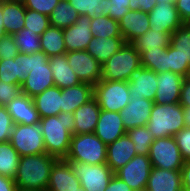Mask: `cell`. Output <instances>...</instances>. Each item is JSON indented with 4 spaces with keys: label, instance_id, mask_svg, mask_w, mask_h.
<instances>
[{
    "label": "cell",
    "instance_id": "8fae6325",
    "mask_svg": "<svg viewBox=\"0 0 190 191\" xmlns=\"http://www.w3.org/2000/svg\"><path fill=\"white\" fill-rule=\"evenodd\" d=\"M152 165L148 155L137 154L115 172L133 191H145Z\"/></svg>",
    "mask_w": 190,
    "mask_h": 191
},
{
    "label": "cell",
    "instance_id": "ee69618b",
    "mask_svg": "<svg viewBox=\"0 0 190 191\" xmlns=\"http://www.w3.org/2000/svg\"><path fill=\"white\" fill-rule=\"evenodd\" d=\"M14 122L6 106H0V142H8L12 135Z\"/></svg>",
    "mask_w": 190,
    "mask_h": 191
},
{
    "label": "cell",
    "instance_id": "ac0fdd59",
    "mask_svg": "<svg viewBox=\"0 0 190 191\" xmlns=\"http://www.w3.org/2000/svg\"><path fill=\"white\" fill-rule=\"evenodd\" d=\"M91 17L81 15L76 23L63 29L64 42L67 52L86 50L93 36L90 32Z\"/></svg>",
    "mask_w": 190,
    "mask_h": 191
},
{
    "label": "cell",
    "instance_id": "f6af8a7d",
    "mask_svg": "<svg viewBox=\"0 0 190 191\" xmlns=\"http://www.w3.org/2000/svg\"><path fill=\"white\" fill-rule=\"evenodd\" d=\"M26 9L49 16L60 0H22Z\"/></svg>",
    "mask_w": 190,
    "mask_h": 191
},
{
    "label": "cell",
    "instance_id": "681fc988",
    "mask_svg": "<svg viewBox=\"0 0 190 191\" xmlns=\"http://www.w3.org/2000/svg\"><path fill=\"white\" fill-rule=\"evenodd\" d=\"M129 8L134 11H142L150 13L151 10L157 5V0H129Z\"/></svg>",
    "mask_w": 190,
    "mask_h": 191
},
{
    "label": "cell",
    "instance_id": "11a10c76",
    "mask_svg": "<svg viewBox=\"0 0 190 191\" xmlns=\"http://www.w3.org/2000/svg\"><path fill=\"white\" fill-rule=\"evenodd\" d=\"M16 188L14 178L0 175V191H15Z\"/></svg>",
    "mask_w": 190,
    "mask_h": 191
},
{
    "label": "cell",
    "instance_id": "4316f807",
    "mask_svg": "<svg viewBox=\"0 0 190 191\" xmlns=\"http://www.w3.org/2000/svg\"><path fill=\"white\" fill-rule=\"evenodd\" d=\"M61 92V112L74 113L78 107L87 103L93 98V85L82 82L79 85L61 89Z\"/></svg>",
    "mask_w": 190,
    "mask_h": 191
},
{
    "label": "cell",
    "instance_id": "db71d44e",
    "mask_svg": "<svg viewBox=\"0 0 190 191\" xmlns=\"http://www.w3.org/2000/svg\"><path fill=\"white\" fill-rule=\"evenodd\" d=\"M182 186L183 191H190V161H185L182 168Z\"/></svg>",
    "mask_w": 190,
    "mask_h": 191
},
{
    "label": "cell",
    "instance_id": "6125c7cd",
    "mask_svg": "<svg viewBox=\"0 0 190 191\" xmlns=\"http://www.w3.org/2000/svg\"><path fill=\"white\" fill-rule=\"evenodd\" d=\"M187 78L190 80V69H189V73H188Z\"/></svg>",
    "mask_w": 190,
    "mask_h": 191
},
{
    "label": "cell",
    "instance_id": "44dd1931",
    "mask_svg": "<svg viewBox=\"0 0 190 191\" xmlns=\"http://www.w3.org/2000/svg\"><path fill=\"white\" fill-rule=\"evenodd\" d=\"M135 155L137 153L134 144L126 133L107 145L106 163L115 173L118 169L125 166Z\"/></svg>",
    "mask_w": 190,
    "mask_h": 191
},
{
    "label": "cell",
    "instance_id": "836d02e7",
    "mask_svg": "<svg viewBox=\"0 0 190 191\" xmlns=\"http://www.w3.org/2000/svg\"><path fill=\"white\" fill-rule=\"evenodd\" d=\"M20 155L8 142H0V175L14 178L19 166Z\"/></svg>",
    "mask_w": 190,
    "mask_h": 191
},
{
    "label": "cell",
    "instance_id": "5bb4252c",
    "mask_svg": "<svg viewBox=\"0 0 190 191\" xmlns=\"http://www.w3.org/2000/svg\"><path fill=\"white\" fill-rule=\"evenodd\" d=\"M130 98L154 101L157 90L156 73L143 66L134 70L128 80Z\"/></svg>",
    "mask_w": 190,
    "mask_h": 191
},
{
    "label": "cell",
    "instance_id": "74e56055",
    "mask_svg": "<svg viewBox=\"0 0 190 191\" xmlns=\"http://www.w3.org/2000/svg\"><path fill=\"white\" fill-rule=\"evenodd\" d=\"M141 58V66L151 69L155 73L166 72V48L148 51H138Z\"/></svg>",
    "mask_w": 190,
    "mask_h": 191
},
{
    "label": "cell",
    "instance_id": "e575fe53",
    "mask_svg": "<svg viewBox=\"0 0 190 191\" xmlns=\"http://www.w3.org/2000/svg\"><path fill=\"white\" fill-rule=\"evenodd\" d=\"M90 32L93 37H122L119 22L103 15L91 17Z\"/></svg>",
    "mask_w": 190,
    "mask_h": 191
},
{
    "label": "cell",
    "instance_id": "d6986e66",
    "mask_svg": "<svg viewBox=\"0 0 190 191\" xmlns=\"http://www.w3.org/2000/svg\"><path fill=\"white\" fill-rule=\"evenodd\" d=\"M119 112L101 110L94 134L106 145L126 134Z\"/></svg>",
    "mask_w": 190,
    "mask_h": 191
},
{
    "label": "cell",
    "instance_id": "7dc6e473",
    "mask_svg": "<svg viewBox=\"0 0 190 191\" xmlns=\"http://www.w3.org/2000/svg\"><path fill=\"white\" fill-rule=\"evenodd\" d=\"M174 138L184 161H190V127L181 129Z\"/></svg>",
    "mask_w": 190,
    "mask_h": 191
},
{
    "label": "cell",
    "instance_id": "30bf717a",
    "mask_svg": "<svg viewBox=\"0 0 190 191\" xmlns=\"http://www.w3.org/2000/svg\"><path fill=\"white\" fill-rule=\"evenodd\" d=\"M71 165L84 191H105L115 174L107 163L92 165L71 162Z\"/></svg>",
    "mask_w": 190,
    "mask_h": 191
},
{
    "label": "cell",
    "instance_id": "816d5d0a",
    "mask_svg": "<svg viewBox=\"0 0 190 191\" xmlns=\"http://www.w3.org/2000/svg\"><path fill=\"white\" fill-rule=\"evenodd\" d=\"M105 191H133L128 184H126L123 180H121L115 174L110 180Z\"/></svg>",
    "mask_w": 190,
    "mask_h": 191
},
{
    "label": "cell",
    "instance_id": "60d3db41",
    "mask_svg": "<svg viewBox=\"0 0 190 191\" xmlns=\"http://www.w3.org/2000/svg\"><path fill=\"white\" fill-rule=\"evenodd\" d=\"M189 69L190 66L184 60V58L177 52V49L173 48L171 45L167 47L166 72L171 71L183 77H187Z\"/></svg>",
    "mask_w": 190,
    "mask_h": 191
},
{
    "label": "cell",
    "instance_id": "680465c9",
    "mask_svg": "<svg viewBox=\"0 0 190 191\" xmlns=\"http://www.w3.org/2000/svg\"><path fill=\"white\" fill-rule=\"evenodd\" d=\"M15 191H36L17 187Z\"/></svg>",
    "mask_w": 190,
    "mask_h": 191
},
{
    "label": "cell",
    "instance_id": "7c38bea8",
    "mask_svg": "<svg viewBox=\"0 0 190 191\" xmlns=\"http://www.w3.org/2000/svg\"><path fill=\"white\" fill-rule=\"evenodd\" d=\"M67 62L81 82L96 85L102 77V65L86 50L66 52Z\"/></svg>",
    "mask_w": 190,
    "mask_h": 191
},
{
    "label": "cell",
    "instance_id": "be15d7a7",
    "mask_svg": "<svg viewBox=\"0 0 190 191\" xmlns=\"http://www.w3.org/2000/svg\"><path fill=\"white\" fill-rule=\"evenodd\" d=\"M5 1H11V0H0V3L5 2Z\"/></svg>",
    "mask_w": 190,
    "mask_h": 191
},
{
    "label": "cell",
    "instance_id": "83f0119b",
    "mask_svg": "<svg viewBox=\"0 0 190 191\" xmlns=\"http://www.w3.org/2000/svg\"><path fill=\"white\" fill-rule=\"evenodd\" d=\"M33 101L40 118L57 116L61 113L62 92L57 86L47 88L33 97Z\"/></svg>",
    "mask_w": 190,
    "mask_h": 191
},
{
    "label": "cell",
    "instance_id": "6da1fadb",
    "mask_svg": "<svg viewBox=\"0 0 190 191\" xmlns=\"http://www.w3.org/2000/svg\"><path fill=\"white\" fill-rule=\"evenodd\" d=\"M39 124L46 153L57 159H65L70 150L72 135H74V114L61 112L57 116L40 118Z\"/></svg>",
    "mask_w": 190,
    "mask_h": 191
},
{
    "label": "cell",
    "instance_id": "91938a15",
    "mask_svg": "<svg viewBox=\"0 0 190 191\" xmlns=\"http://www.w3.org/2000/svg\"><path fill=\"white\" fill-rule=\"evenodd\" d=\"M67 191H84V189L82 187H80L79 189H71V190H67Z\"/></svg>",
    "mask_w": 190,
    "mask_h": 191
},
{
    "label": "cell",
    "instance_id": "4fadbf2b",
    "mask_svg": "<svg viewBox=\"0 0 190 191\" xmlns=\"http://www.w3.org/2000/svg\"><path fill=\"white\" fill-rule=\"evenodd\" d=\"M150 30H160L173 33L183 24L175 7V2H157V5L148 13Z\"/></svg>",
    "mask_w": 190,
    "mask_h": 191
},
{
    "label": "cell",
    "instance_id": "4dcf8cb0",
    "mask_svg": "<svg viewBox=\"0 0 190 191\" xmlns=\"http://www.w3.org/2000/svg\"><path fill=\"white\" fill-rule=\"evenodd\" d=\"M41 51L49 58L58 56L67 52L64 42L63 29L50 25L40 35Z\"/></svg>",
    "mask_w": 190,
    "mask_h": 191
},
{
    "label": "cell",
    "instance_id": "94428289",
    "mask_svg": "<svg viewBox=\"0 0 190 191\" xmlns=\"http://www.w3.org/2000/svg\"><path fill=\"white\" fill-rule=\"evenodd\" d=\"M157 2H174L173 0H157Z\"/></svg>",
    "mask_w": 190,
    "mask_h": 191
},
{
    "label": "cell",
    "instance_id": "7402d4cb",
    "mask_svg": "<svg viewBox=\"0 0 190 191\" xmlns=\"http://www.w3.org/2000/svg\"><path fill=\"white\" fill-rule=\"evenodd\" d=\"M145 191H183L181 170L152 166Z\"/></svg>",
    "mask_w": 190,
    "mask_h": 191
},
{
    "label": "cell",
    "instance_id": "d590c367",
    "mask_svg": "<svg viewBox=\"0 0 190 191\" xmlns=\"http://www.w3.org/2000/svg\"><path fill=\"white\" fill-rule=\"evenodd\" d=\"M170 45L177 49L190 66V25L188 23H183L171 34Z\"/></svg>",
    "mask_w": 190,
    "mask_h": 191
},
{
    "label": "cell",
    "instance_id": "9f6ffc18",
    "mask_svg": "<svg viewBox=\"0 0 190 191\" xmlns=\"http://www.w3.org/2000/svg\"><path fill=\"white\" fill-rule=\"evenodd\" d=\"M7 33L5 32L4 25H3V11H2V3H0V41Z\"/></svg>",
    "mask_w": 190,
    "mask_h": 191
},
{
    "label": "cell",
    "instance_id": "9c48e42d",
    "mask_svg": "<svg viewBox=\"0 0 190 191\" xmlns=\"http://www.w3.org/2000/svg\"><path fill=\"white\" fill-rule=\"evenodd\" d=\"M148 156L153 167L164 170H181L185 162L174 136L155 139Z\"/></svg>",
    "mask_w": 190,
    "mask_h": 191
},
{
    "label": "cell",
    "instance_id": "ba28073f",
    "mask_svg": "<svg viewBox=\"0 0 190 191\" xmlns=\"http://www.w3.org/2000/svg\"><path fill=\"white\" fill-rule=\"evenodd\" d=\"M9 142L21 157L46 153L39 123L34 125L14 124Z\"/></svg>",
    "mask_w": 190,
    "mask_h": 191
},
{
    "label": "cell",
    "instance_id": "9a60e30c",
    "mask_svg": "<svg viewBox=\"0 0 190 191\" xmlns=\"http://www.w3.org/2000/svg\"><path fill=\"white\" fill-rule=\"evenodd\" d=\"M156 77L157 90L154 98V103H179L182 83L185 77L171 71L156 73Z\"/></svg>",
    "mask_w": 190,
    "mask_h": 191
},
{
    "label": "cell",
    "instance_id": "6f0895ef",
    "mask_svg": "<svg viewBox=\"0 0 190 191\" xmlns=\"http://www.w3.org/2000/svg\"><path fill=\"white\" fill-rule=\"evenodd\" d=\"M184 123L186 127H190V107H183Z\"/></svg>",
    "mask_w": 190,
    "mask_h": 191
},
{
    "label": "cell",
    "instance_id": "f5cc1de1",
    "mask_svg": "<svg viewBox=\"0 0 190 191\" xmlns=\"http://www.w3.org/2000/svg\"><path fill=\"white\" fill-rule=\"evenodd\" d=\"M179 103L183 107H190V80L185 77L182 83Z\"/></svg>",
    "mask_w": 190,
    "mask_h": 191
},
{
    "label": "cell",
    "instance_id": "ffe728a7",
    "mask_svg": "<svg viewBox=\"0 0 190 191\" xmlns=\"http://www.w3.org/2000/svg\"><path fill=\"white\" fill-rule=\"evenodd\" d=\"M6 108L14 124L34 125L40 121L33 98L26 94L21 93L13 98Z\"/></svg>",
    "mask_w": 190,
    "mask_h": 191
},
{
    "label": "cell",
    "instance_id": "bcb514c9",
    "mask_svg": "<svg viewBox=\"0 0 190 191\" xmlns=\"http://www.w3.org/2000/svg\"><path fill=\"white\" fill-rule=\"evenodd\" d=\"M21 93V85L0 81V106H7L13 98Z\"/></svg>",
    "mask_w": 190,
    "mask_h": 191
},
{
    "label": "cell",
    "instance_id": "603a6c76",
    "mask_svg": "<svg viewBox=\"0 0 190 191\" xmlns=\"http://www.w3.org/2000/svg\"><path fill=\"white\" fill-rule=\"evenodd\" d=\"M149 28L148 13L140 10H130L119 21L120 33L126 43H132L139 36L144 35Z\"/></svg>",
    "mask_w": 190,
    "mask_h": 191
},
{
    "label": "cell",
    "instance_id": "8992f818",
    "mask_svg": "<svg viewBox=\"0 0 190 191\" xmlns=\"http://www.w3.org/2000/svg\"><path fill=\"white\" fill-rule=\"evenodd\" d=\"M65 159L69 162H83L92 165L104 164L107 159V145L94 133L74 134Z\"/></svg>",
    "mask_w": 190,
    "mask_h": 191
},
{
    "label": "cell",
    "instance_id": "2e32d148",
    "mask_svg": "<svg viewBox=\"0 0 190 191\" xmlns=\"http://www.w3.org/2000/svg\"><path fill=\"white\" fill-rule=\"evenodd\" d=\"M154 101L144 98H130V102L119 112L126 132L146 126L151 116Z\"/></svg>",
    "mask_w": 190,
    "mask_h": 191
},
{
    "label": "cell",
    "instance_id": "ab89813d",
    "mask_svg": "<svg viewBox=\"0 0 190 191\" xmlns=\"http://www.w3.org/2000/svg\"><path fill=\"white\" fill-rule=\"evenodd\" d=\"M76 9L79 16L89 17L102 16V11L106 10L107 0H68Z\"/></svg>",
    "mask_w": 190,
    "mask_h": 191
},
{
    "label": "cell",
    "instance_id": "52a82bcc",
    "mask_svg": "<svg viewBox=\"0 0 190 191\" xmlns=\"http://www.w3.org/2000/svg\"><path fill=\"white\" fill-rule=\"evenodd\" d=\"M93 98L101 110L120 112L130 102L128 82L100 80L93 86Z\"/></svg>",
    "mask_w": 190,
    "mask_h": 191
},
{
    "label": "cell",
    "instance_id": "f546056e",
    "mask_svg": "<svg viewBox=\"0 0 190 191\" xmlns=\"http://www.w3.org/2000/svg\"><path fill=\"white\" fill-rule=\"evenodd\" d=\"M123 37H93L86 51L102 65L124 45Z\"/></svg>",
    "mask_w": 190,
    "mask_h": 191
},
{
    "label": "cell",
    "instance_id": "8d00e7d4",
    "mask_svg": "<svg viewBox=\"0 0 190 191\" xmlns=\"http://www.w3.org/2000/svg\"><path fill=\"white\" fill-rule=\"evenodd\" d=\"M12 36L17 44L19 53L30 55L41 51L40 35L35 32L23 28Z\"/></svg>",
    "mask_w": 190,
    "mask_h": 191
},
{
    "label": "cell",
    "instance_id": "7bdbcfd3",
    "mask_svg": "<svg viewBox=\"0 0 190 191\" xmlns=\"http://www.w3.org/2000/svg\"><path fill=\"white\" fill-rule=\"evenodd\" d=\"M129 3V0H107L106 10L102 11V15L119 22L130 11Z\"/></svg>",
    "mask_w": 190,
    "mask_h": 191
},
{
    "label": "cell",
    "instance_id": "7a4b0ae2",
    "mask_svg": "<svg viewBox=\"0 0 190 191\" xmlns=\"http://www.w3.org/2000/svg\"><path fill=\"white\" fill-rule=\"evenodd\" d=\"M57 158L47 153L20 157L14 182L17 187L47 191L50 172Z\"/></svg>",
    "mask_w": 190,
    "mask_h": 191
},
{
    "label": "cell",
    "instance_id": "cb8c5ba5",
    "mask_svg": "<svg viewBox=\"0 0 190 191\" xmlns=\"http://www.w3.org/2000/svg\"><path fill=\"white\" fill-rule=\"evenodd\" d=\"M101 112L97 101L92 98L74 111V134L94 133Z\"/></svg>",
    "mask_w": 190,
    "mask_h": 191
},
{
    "label": "cell",
    "instance_id": "d6a6232c",
    "mask_svg": "<svg viewBox=\"0 0 190 191\" xmlns=\"http://www.w3.org/2000/svg\"><path fill=\"white\" fill-rule=\"evenodd\" d=\"M78 17V12L68 0H60L49 15V20L52 26L65 29L76 23Z\"/></svg>",
    "mask_w": 190,
    "mask_h": 191
},
{
    "label": "cell",
    "instance_id": "e0dca14e",
    "mask_svg": "<svg viewBox=\"0 0 190 191\" xmlns=\"http://www.w3.org/2000/svg\"><path fill=\"white\" fill-rule=\"evenodd\" d=\"M80 187L81 184L71 162L66 159H57L50 172L47 191H67Z\"/></svg>",
    "mask_w": 190,
    "mask_h": 191
},
{
    "label": "cell",
    "instance_id": "f1b7e54d",
    "mask_svg": "<svg viewBox=\"0 0 190 191\" xmlns=\"http://www.w3.org/2000/svg\"><path fill=\"white\" fill-rule=\"evenodd\" d=\"M3 25L7 35H13L24 28L26 8L22 0L2 2Z\"/></svg>",
    "mask_w": 190,
    "mask_h": 191
},
{
    "label": "cell",
    "instance_id": "277c9868",
    "mask_svg": "<svg viewBox=\"0 0 190 191\" xmlns=\"http://www.w3.org/2000/svg\"><path fill=\"white\" fill-rule=\"evenodd\" d=\"M27 65L29 73L21 84L23 94L33 98L47 88L55 86L49 57L43 51L27 54Z\"/></svg>",
    "mask_w": 190,
    "mask_h": 191
},
{
    "label": "cell",
    "instance_id": "f35d334b",
    "mask_svg": "<svg viewBox=\"0 0 190 191\" xmlns=\"http://www.w3.org/2000/svg\"><path fill=\"white\" fill-rule=\"evenodd\" d=\"M127 135L132 140L137 154L148 155L149 147L154 142V135L147 126H140L128 130Z\"/></svg>",
    "mask_w": 190,
    "mask_h": 191
},
{
    "label": "cell",
    "instance_id": "b9f144b4",
    "mask_svg": "<svg viewBox=\"0 0 190 191\" xmlns=\"http://www.w3.org/2000/svg\"><path fill=\"white\" fill-rule=\"evenodd\" d=\"M24 28L41 35L51 24L49 16L37 11L26 9Z\"/></svg>",
    "mask_w": 190,
    "mask_h": 191
},
{
    "label": "cell",
    "instance_id": "1f68e13d",
    "mask_svg": "<svg viewBox=\"0 0 190 191\" xmlns=\"http://www.w3.org/2000/svg\"><path fill=\"white\" fill-rule=\"evenodd\" d=\"M171 43V33L160 30L155 32L148 30L144 35L135 39L132 44L137 51H148L169 47Z\"/></svg>",
    "mask_w": 190,
    "mask_h": 191
},
{
    "label": "cell",
    "instance_id": "5b68a950",
    "mask_svg": "<svg viewBox=\"0 0 190 191\" xmlns=\"http://www.w3.org/2000/svg\"><path fill=\"white\" fill-rule=\"evenodd\" d=\"M141 67L140 53L132 43H124L118 52L102 64L101 80L126 81L131 73Z\"/></svg>",
    "mask_w": 190,
    "mask_h": 191
},
{
    "label": "cell",
    "instance_id": "c3c4849f",
    "mask_svg": "<svg viewBox=\"0 0 190 191\" xmlns=\"http://www.w3.org/2000/svg\"><path fill=\"white\" fill-rule=\"evenodd\" d=\"M19 53L17 44L12 35H6L0 41V60H9Z\"/></svg>",
    "mask_w": 190,
    "mask_h": 191
},
{
    "label": "cell",
    "instance_id": "d4e9b609",
    "mask_svg": "<svg viewBox=\"0 0 190 191\" xmlns=\"http://www.w3.org/2000/svg\"><path fill=\"white\" fill-rule=\"evenodd\" d=\"M27 54L18 53L14 58L0 60V81L21 85L28 75Z\"/></svg>",
    "mask_w": 190,
    "mask_h": 191
},
{
    "label": "cell",
    "instance_id": "3957f363",
    "mask_svg": "<svg viewBox=\"0 0 190 191\" xmlns=\"http://www.w3.org/2000/svg\"><path fill=\"white\" fill-rule=\"evenodd\" d=\"M147 128L154 138L175 136L185 128L183 106L180 103H154Z\"/></svg>",
    "mask_w": 190,
    "mask_h": 191
},
{
    "label": "cell",
    "instance_id": "484cf974",
    "mask_svg": "<svg viewBox=\"0 0 190 191\" xmlns=\"http://www.w3.org/2000/svg\"><path fill=\"white\" fill-rule=\"evenodd\" d=\"M50 70L52 71L54 85L60 89L79 85L81 82L67 62L66 53L49 58Z\"/></svg>",
    "mask_w": 190,
    "mask_h": 191
},
{
    "label": "cell",
    "instance_id": "f907efd6",
    "mask_svg": "<svg viewBox=\"0 0 190 191\" xmlns=\"http://www.w3.org/2000/svg\"><path fill=\"white\" fill-rule=\"evenodd\" d=\"M175 7L183 23H188L190 21V0H177Z\"/></svg>",
    "mask_w": 190,
    "mask_h": 191
}]
</instances>
